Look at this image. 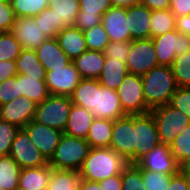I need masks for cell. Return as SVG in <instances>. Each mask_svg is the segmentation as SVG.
Instances as JSON below:
<instances>
[{"mask_svg": "<svg viewBox=\"0 0 190 190\" xmlns=\"http://www.w3.org/2000/svg\"><path fill=\"white\" fill-rule=\"evenodd\" d=\"M178 87H190V51L176 56L171 66Z\"/></svg>", "mask_w": 190, "mask_h": 190, "instance_id": "obj_37", "label": "cell"}, {"mask_svg": "<svg viewBox=\"0 0 190 190\" xmlns=\"http://www.w3.org/2000/svg\"><path fill=\"white\" fill-rule=\"evenodd\" d=\"M110 148L129 164H135L134 115H126L113 121Z\"/></svg>", "mask_w": 190, "mask_h": 190, "instance_id": "obj_7", "label": "cell"}, {"mask_svg": "<svg viewBox=\"0 0 190 190\" xmlns=\"http://www.w3.org/2000/svg\"><path fill=\"white\" fill-rule=\"evenodd\" d=\"M16 16L10 0H0V31L9 32L15 23Z\"/></svg>", "mask_w": 190, "mask_h": 190, "instance_id": "obj_47", "label": "cell"}, {"mask_svg": "<svg viewBox=\"0 0 190 190\" xmlns=\"http://www.w3.org/2000/svg\"><path fill=\"white\" fill-rule=\"evenodd\" d=\"M38 190H48V187H45V188H40Z\"/></svg>", "mask_w": 190, "mask_h": 190, "instance_id": "obj_58", "label": "cell"}, {"mask_svg": "<svg viewBox=\"0 0 190 190\" xmlns=\"http://www.w3.org/2000/svg\"><path fill=\"white\" fill-rule=\"evenodd\" d=\"M142 171V180L146 190H167L171 177L174 174H163L149 170Z\"/></svg>", "mask_w": 190, "mask_h": 190, "instance_id": "obj_41", "label": "cell"}, {"mask_svg": "<svg viewBox=\"0 0 190 190\" xmlns=\"http://www.w3.org/2000/svg\"><path fill=\"white\" fill-rule=\"evenodd\" d=\"M22 168H36L48 165L24 128H20L12 142L9 154Z\"/></svg>", "mask_w": 190, "mask_h": 190, "instance_id": "obj_10", "label": "cell"}, {"mask_svg": "<svg viewBox=\"0 0 190 190\" xmlns=\"http://www.w3.org/2000/svg\"><path fill=\"white\" fill-rule=\"evenodd\" d=\"M127 74L126 63L105 58V64L98 80L102 86L116 91Z\"/></svg>", "mask_w": 190, "mask_h": 190, "instance_id": "obj_27", "label": "cell"}, {"mask_svg": "<svg viewBox=\"0 0 190 190\" xmlns=\"http://www.w3.org/2000/svg\"><path fill=\"white\" fill-rule=\"evenodd\" d=\"M50 0H10L17 17H35L48 7Z\"/></svg>", "mask_w": 190, "mask_h": 190, "instance_id": "obj_35", "label": "cell"}, {"mask_svg": "<svg viewBox=\"0 0 190 190\" xmlns=\"http://www.w3.org/2000/svg\"><path fill=\"white\" fill-rule=\"evenodd\" d=\"M58 43L68 58L73 61L87 50L83 31L77 27L68 26L56 36Z\"/></svg>", "mask_w": 190, "mask_h": 190, "instance_id": "obj_23", "label": "cell"}, {"mask_svg": "<svg viewBox=\"0 0 190 190\" xmlns=\"http://www.w3.org/2000/svg\"><path fill=\"white\" fill-rule=\"evenodd\" d=\"M15 63L18 74L39 77V81H45L46 70L37 57L35 50L22 49Z\"/></svg>", "mask_w": 190, "mask_h": 190, "instance_id": "obj_29", "label": "cell"}, {"mask_svg": "<svg viewBox=\"0 0 190 190\" xmlns=\"http://www.w3.org/2000/svg\"><path fill=\"white\" fill-rule=\"evenodd\" d=\"M23 49L36 50L48 38L35 22V17H17L10 31Z\"/></svg>", "mask_w": 190, "mask_h": 190, "instance_id": "obj_16", "label": "cell"}, {"mask_svg": "<svg viewBox=\"0 0 190 190\" xmlns=\"http://www.w3.org/2000/svg\"><path fill=\"white\" fill-rule=\"evenodd\" d=\"M129 163L109 148L90 149L79 170L81 179L100 182L108 177L121 174Z\"/></svg>", "mask_w": 190, "mask_h": 190, "instance_id": "obj_1", "label": "cell"}, {"mask_svg": "<svg viewBox=\"0 0 190 190\" xmlns=\"http://www.w3.org/2000/svg\"><path fill=\"white\" fill-rule=\"evenodd\" d=\"M158 65L172 66L176 56L190 51V37L180 34L176 29L152 38Z\"/></svg>", "mask_w": 190, "mask_h": 190, "instance_id": "obj_8", "label": "cell"}, {"mask_svg": "<svg viewBox=\"0 0 190 190\" xmlns=\"http://www.w3.org/2000/svg\"><path fill=\"white\" fill-rule=\"evenodd\" d=\"M19 98V81L15 77L0 83V106Z\"/></svg>", "mask_w": 190, "mask_h": 190, "instance_id": "obj_46", "label": "cell"}, {"mask_svg": "<svg viewBox=\"0 0 190 190\" xmlns=\"http://www.w3.org/2000/svg\"><path fill=\"white\" fill-rule=\"evenodd\" d=\"M171 154L179 165L190 158V123L169 145Z\"/></svg>", "mask_w": 190, "mask_h": 190, "instance_id": "obj_36", "label": "cell"}, {"mask_svg": "<svg viewBox=\"0 0 190 190\" xmlns=\"http://www.w3.org/2000/svg\"><path fill=\"white\" fill-rule=\"evenodd\" d=\"M16 78L19 81V98L27 97L39 104L50 95L45 81H39V77L17 74Z\"/></svg>", "mask_w": 190, "mask_h": 190, "instance_id": "obj_30", "label": "cell"}, {"mask_svg": "<svg viewBox=\"0 0 190 190\" xmlns=\"http://www.w3.org/2000/svg\"><path fill=\"white\" fill-rule=\"evenodd\" d=\"M37 104L27 97L0 106V119L19 128H24L34 118Z\"/></svg>", "mask_w": 190, "mask_h": 190, "instance_id": "obj_17", "label": "cell"}, {"mask_svg": "<svg viewBox=\"0 0 190 190\" xmlns=\"http://www.w3.org/2000/svg\"><path fill=\"white\" fill-rule=\"evenodd\" d=\"M24 129L28 133L32 143L36 145L45 159L49 162L64 132L36 123L33 120H31Z\"/></svg>", "mask_w": 190, "mask_h": 190, "instance_id": "obj_14", "label": "cell"}, {"mask_svg": "<svg viewBox=\"0 0 190 190\" xmlns=\"http://www.w3.org/2000/svg\"><path fill=\"white\" fill-rule=\"evenodd\" d=\"M74 105L91 110L95 106L96 79H82L70 96Z\"/></svg>", "mask_w": 190, "mask_h": 190, "instance_id": "obj_33", "label": "cell"}, {"mask_svg": "<svg viewBox=\"0 0 190 190\" xmlns=\"http://www.w3.org/2000/svg\"><path fill=\"white\" fill-rule=\"evenodd\" d=\"M122 190H146L142 171L136 164H128L122 171Z\"/></svg>", "mask_w": 190, "mask_h": 190, "instance_id": "obj_40", "label": "cell"}, {"mask_svg": "<svg viewBox=\"0 0 190 190\" xmlns=\"http://www.w3.org/2000/svg\"><path fill=\"white\" fill-rule=\"evenodd\" d=\"M90 149L91 146L85 139L63 133L48 164L54 169L79 171Z\"/></svg>", "mask_w": 190, "mask_h": 190, "instance_id": "obj_3", "label": "cell"}, {"mask_svg": "<svg viewBox=\"0 0 190 190\" xmlns=\"http://www.w3.org/2000/svg\"><path fill=\"white\" fill-rule=\"evenodd\" d=\"M135 164L141 170L157 173L177 174L179 172V163L172 156L171 149L167 144H160L154 147Z\"/></svg>", "mask_w": 190, "mask_h": 190, "instance_id": "obj_12", "label": "cell"}, {"mask_svg": "<svg viewBox=\"0 0 190 190\" xmlns=\"http://www.w3.org/2000/svg\"><path fill=\"white\" fill-rule=\"evenodd\" d=\"M19 127L0 119V156L10 154V148L14 141Z\"/></svg>", "mask_w": 190, "mask_h": 190, "instance_id": "obj_42", "label": "cell"}, {"mask_svg": "<svg viewBox=\"0 0 190 190\" xmlns=\"http://www.w3.org/2000/svg\"><path fill=\"white\" fill-rule=\"evenodd\" d=\"M72 104L68 96L50 94L37 104L33 121L64 132Z\"/></svg>", "mask_w": 190, "mask_h": 190, "instance_id": "obj_4", "label": "cell"}, {"mask_svg": "<svg viewBox=\"0 0 190 190\" xmlns=\"http://www.w3.org/2000/svg\"><path fill=\"white\" fill-rule=\"evenodd\" d=\"M87 50L103 52L104 48L110 43L109 37L103 28L102 23L83 31Z\"/></svg>", "mask_w": 190, "mask_h": 190, "instance_id": "obj_38", "label": "cell"}, {"mask_svg": "<svg viewBox=\"0 0 190 190\" xmlns=\"http://www.w3.org/2000/svg\"><path fill=\"white\" fill-rule=\"evenodd\" d=\"M82 80L73 62L64 68L46 72L45 83L49 94L70 97Z\"/></svg>", "mask_w": 190, "mask_h": 190, "instance_id": "obj_13", "label": "cell"}, {"mask_svg": "<svg viewBox=\"0 0 190 190\" xmlns=\"http://www.w3.org/2000/svg\"><path fill=\"white\" fill-rule=\"evenodd\" d=\"M135 163L154 147L162 144L153 115H134Z\"/></svg>", "mask_w": 190, "mask_h": 190, "instance_id": "obj_9", "label": "cell"}, {"mask_svg": "<svg viewBox=\"0 0 190 190\" xmlns=\"http://www.w3.org/2000/svg\"><path fill=\"white\" fill-rule=\"evenodd\" d=\"M80 12L74 26L86 31L101 23L104 15L111 7V0H79Z\"/></svg>", "mask_w": 190, "mask_h": 190, "instance_id": "obj_19", "label": "cell"}, {"mask_svg": "<svg viewBox=\"0 0 190 190\" xmlns=\"http://www.w3.org/2000/svg\"><path fill=\"white\" fill-rule=\"evenodd\" d=\"M176 30L190 37V15L176 17Z\"/></svg>", "mask_w": 190, "mask_h": 190, "instance_id": "obj_53", "label": "cell"}, {"mask_svg": "<svg viewBox=\"0 0 190 190\" xmlns=\"http://www.w3.org/2000/svg\"><path fill=\"white\" fill-rule=\"evenodd\" d=\"M79 171L51 168L48 190H78Z\"/></svg>", "mask_w": 190, "mask_h": 190, "instance_id": "obj_32", "label": "cell"}, {"mask_svg": "<svg viewBox=\"0 0 190 190\" xmlns=\"http://www.w3.org/2000/svg\"><path fill=\"white\" fill-rule=\"evenodd\" d=\"M131 49V42H110L103 50L105 58L119 60L126 63Z\"/></svg>", "mask_w": 190, "mask_h": 190, "instance_id": "obj_44", "label": "cell"}, {"mask_svg": "<svg viewBox=\"0 0 190 190\" xmlns=\"http://www.w3.org/2000/svg\"><path fill=\"white\" fill-rule=\"evenodd\" d=\"M151 38L176 29V16L170 9L153 10L151 13Z\"/></svg>", "mask_w": 190, "mask_h": 190, "instance_id": "obj_34", "label": "cell"}, {"mask_svg": "<svg viewBox=\"0 0 190 190\" xmlns=\"http://www.w3.org/2000/svg\"><path fill=\"white\" fill-rule=\"evenodd\" d=\"M48 8L56 17L58 33L68 26H73L80 12L79 0H50Z\"/></svg>", "mask_w": 190, "mask_h": 190, "instance_id": "obj_24", "label": "cell"}, {"mask_svg": "<svg viewBox=\"0 0 190 190\" xmlns=\"http://www.w3.org/2000/svg\"><path fill=\"white\" fill-rule=\"evenodd\" d=\"M91 113L96 118L112 121L126 116L117 92L102 86L98 79H96L95 106L91 110Z\"/></svg>", "mask_w": 190, "mask_h": 190, "instance_id": "obj_15", "label": "cell"}, {"mask_svg": "<svg viewBox=\"0 0 190 190\" xmlns=\"http://www.w3.org/2000/svg\"><path fill=\"white\" fill-rule=\"evenodd\" d=\"M185 176L187 185H188V190H190V174H183Z\"/></svg>", "mask_w": 190, "mask_h": 190, "instance_id": "obj_57", "label": "cell"}, {"mask_svg": "<svg viewBox=\"0 0 190 190\" xmlns=\"http://www.w3.org/2000/svg\"><path fill=\"white\" fill-rule=\"evenodd\" d=\"M51 167L48 165L21 170L18 190H38L48 187Z\"/></svg>", "mask_w": 190, "mask_h": 190, "instance_id": "obj_26", "label": "cell"}, {"mask_svg": "<svg viewBox=\"0 0 190 190\" xmlns=\"http://www.w3.org/2000/svg\"><path fill=\"white\" fill-rule=\"evenodd\" d=\"M113 131V121L103 118H94L86 141L92 148H109Z\"/></svg>", "mask_w": 190, "mask_h": 190, "instance_id": "obj_28", "label": "cell"}, {"mask_svg": "<svg viewBox=\"0 0 190 190\" xmlns=\"http://www.w3.org/2000/svg\"><path fill=\"white\" fill-rule=\"evenodd\" d=\"M101 23L110 42H131V34L126 20V8L112 6L104 15Z\"/></svg>", "mask_w": 190, "mask_h": 190, "instance_id": "obj_18", "label": "cell"}, {"mask_svg": "<svg viewBox=\"0 0 190 190\" xmlns=\"http://www.w3.org/2000/svg\"><path fill=\"white\" fill-rule=\"evenodd\" d=\"M35 51L46 72L64 68L72 62L61 49L56 37L48 38Z\"/></svg>", "mask_w": 190, "mask_h": 190, "instance_id": "obj_21", "label": "cell"}, {"mask_svg": "<svg viewBox=\"0 0 190 190\" xmlns=\"http://www.w3.org/2000/svg\"><path fill=\"white\" fill-rule=\"evenodd\" d=\"M152 11L141 4L126 8L128 30L133 40L151 38Z\"/></svg>", "mask_w": 190, "mask_h": 190, "instance_id": "obj_20", "label": "cell"}, {"mask_svg": "<svg viewBox=\"0 0 190 190\" xmlns=\"http://www.w3.org/2000/svg\"><path fill=\"white\" fill-rule=\"evenodd\" d=\"M179 171L182 174H190V158L184 160L180 165H179Z\"/></svg>", "mask_w": 190, "mask_h": 190, "instance_id": "obj_56", "label": "cell"}, {"mask_svg": "<svg viewBox=\"0 0 190 190\" xmlns=\"http://www.w3.org/2000/svg\"><path fill=\"white\" fill-rule=\"evenodd\" d=\"M170 10L176 17L190 15V0H170Z\"/></svg>", "mask_w": 190, "mask_h": 190, "instance_id": "obj_48", "label": "cell"}, {"mask_svg": "<svg viewBox=\"0 0 190 190\" xmlns=\"http://www.w3.org/2000/svg\"><path fill=\"white\" fill-rule=\"evenodd\" d=\"M141 77L144 99L150 109L169 104L178 88L170 66L158 65Z\"/></svg>", "mask_w": 190, "mask_h": 190, "instance_id": "obj_2", "label": "cell"}, {"mask_svg": "<svg viewBox=\"0 0 190 190\" xmlns=\"http://www.w3.org/2000/svg\"><path fill=\"white\" fill-rule=\"evenodd\" d=\"M82 79H98L105 64L103 52L86 50L72 61Z\"/></svg>", "mask_w": 190, "mask_h": 190, "instance_id": "obj_25", "label": "cell"}, {"mask_svg": "<svg viewBox=\"0 0 190 190\" xmlns=\"http://www.w3.org/2000/svg\"><path fill=\"white\" fill-rule=\"evenodd\" d=\"M126 66L128 73L145 75L148 71L158 66L152 38L132 40Z\"/></svg>", "mask_w": 190, "mask_h": 190, "instance_id": "obj_11", "label": "cell"}, {"mask_svg": "<svg viewBox=\"0 0 190 190\" xmlns=\"http://www.w3.org/2000/svg\"><path fill=\"white\" fill-rule=\"evenodd\" d=\"M167 190H188L185 176L180 171L172 175Z\"/></svg>", "mask_w": 190, "mask_h": 190, "instance_id": "obj_51", "label": "cell"}, {"mask_svg": "<svg viewBox=\"0 0 190 190\" xmlns=\"http://www.w3.org/2000/svg\"><path fill=\"white\" fill-rule=\"evenodd\" d=\"M22 168L10 156H0V190H18Z\"/></svg>", "mask_w": 190, "mask_h": 190, "instance_id": "obj_31", "label": "cell"}, {"mask_svg": "<svg viewBox=\"0 0 190 190\" xmlns=\"http://www.w3.org/2000/svg\"><path fill=\"white\" fill-rule=\"evenodd\" d=\"M102 190H122V172L99 182Z\"/></svg>", "mask_w": 190, "mask_h": 190, "instance_id": "obj_50", "label": "cell"}, {"mask_svg": "<svg viewBox=\"0 0 190 190\" xmlns=\"http://www.w3.org/2000/svg\"><path fill=\"white\" fill-rule=\"evenodd\" d=\"M18 74L15 61L0 62V83Z\"/></svg>", "mask_w": 190, "mask_h": 190, "instance_id": "obj_49", "label": "cell"}, {"mask_svg": "<svg viewBox=\"0 0 190 190\" xmlns=\"http://www.w3.org/2000/svg\"><path fill=\"white\" fill-rule=\"evenodd\" d=\"M125 115H142L150 112L143 94L140 75L128 73L116 90Z\"/></svg>", "mask_w": 190, "mask_h": 190, "instance_id": "obj_6", "label": "cell"}, {"mask_svg": "<svg viewBox=\"0 0 190 190\" xmlns=\"http://www.w3.org/2000/svg\"><path fill=\"white\" fill-rule=\"evenodd\" d=\"M78 190H102L99 182L88 181L81 179L79 182Z\"/></svg>", "mask_w": 190, "mask_h": 190, "instance_id": "obj_54", "label": "cell"}, {"mask_svg": "<svg viewBox=\"0 0 190 190\" xmlns=\"http://www.w3.org/2000/svg\"><path fill=\"white\" fill-rule=\"evenodd\" d=\"M22 49L10 31L0 34V62L16 61Z\"/></svg>", "mask_w": 190, "mask_h": 190, "instance_id": "obj_39", "label": "cell"}, {"mask_svg": "<svg viewBox=\"0 0 190 190\" xmlns=\"http://www.w3.org/2000/svg\"><path fill=\"white\" fill-rule=\"evenodd\" d=\"M112 6L115 7H129L132 5H137L139 4V0H111Z\"/></svg>", "mask_w": 190, "mask_h": 190, "instance_id": "obj_55", "label": "cell"}, {"mask_svg": "<svg viewBox=\"0 0 190 190\" xmlns=\"http://www.w3.org/2000/svg\"><path fill=\"white\" fill-rule=\"evenodd\" d=\"M35 22L40 26L47 38H55L57 36L56 17L48 7L35 16Z\"/></svg>", "mask_w": 190, "mask_h": 190, "instance_id": "obj_43", "label": "cell"}, {"mask_svg": "<svg viewBox=\"0 0 190 190\" xmlns=\"http://www.w3.org/2000/svg\"><path fill=\"white\" fill-rule=\"evenodd\" d=\"M94 118L89 110L72 104L64 134L86 140Z\"/></svg>", "mask_w": 190, "mask_h": 190, "instance_id": "obj_22", "label": "cell"}, {"mask_svg": "<svg viewBox=\"0 0 190 190\" xmlns=\"http://www.w3.org/2000/svg\"><path fill=\"white\" fill-rule=\"evenodd\" d=\"M139 4L146 6L151 11L170 9V0H139Z\"/></svg>", "mask_w": 190, "mask_h": 190, "instance_id": "obj_52", "label": "cell"}, {"mask_svg": "<svg viewBox=\"0 0 190 190\" xmlns=\"http://www.w3.org/2000/svg\"><path fill=\"white\" fill-rule=\"evenodd\" d=\"M150 113L156 122L162 144L170 145L190 123V119L183 112L170 104L155 107Z\"/></svg>", "mask_w": 190, "mask_h": 190, "instance_id": "obj_5", "label": "cell"}, {"mask_svg": "<svg viewBox=\"0 0 190 190\" xmlns=\"http://www.w3.org/2000/svg\"><path fill=\"white\" fill-rule=\"evenodd\" d=\"M169 104L190 119V87H178Z\"/></svg>", "mask_w": 190, "mask_h": 190, "instance_id": "obj_45", "label": "cell"}]
</instances>
